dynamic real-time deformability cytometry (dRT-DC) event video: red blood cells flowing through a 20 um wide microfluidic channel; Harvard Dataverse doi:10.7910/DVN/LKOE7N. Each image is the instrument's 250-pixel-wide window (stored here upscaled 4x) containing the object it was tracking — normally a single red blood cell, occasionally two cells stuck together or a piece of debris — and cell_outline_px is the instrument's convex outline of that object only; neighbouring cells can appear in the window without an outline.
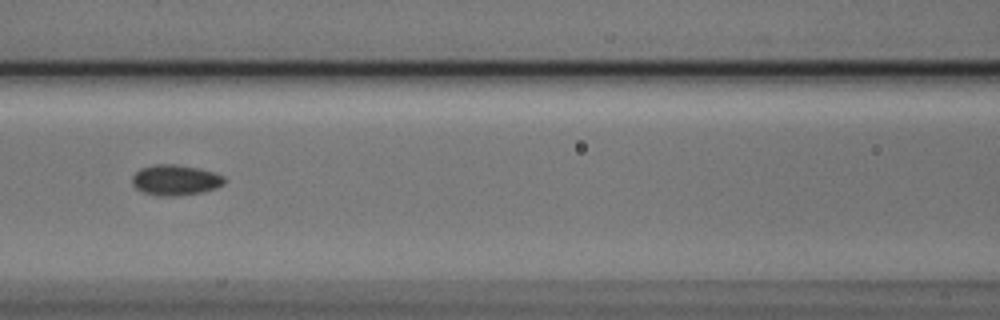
{"species": "Egyptian fruit bat (a non-hibernating species)", "species_latin": "Rousettus aegyptiacus", "temperature_condition": "cold", "stored_images_in_passage": 6, "camera_frame_rate_fps": 3000, "um_per_image_px": 0.085, "animal": {"sex": "male"}, "frame": {"image": 1, "passage_image": 6, "time_ms": 1.667, "image_size_px": [1000, 320], "cell_outline_px": [[224, 184], [216, 188], [200, 192], [176, 196], [160, 196], [144, 192], [136, 188], [132, 184], [132, 176], [140, 168], [152, 164], [176, 164], [200, 168], [224, 176]], "centroid_in_image_um": [14.89, 15.29], "position_along_channel_um": 151.7, "area_um2": 16.42}}